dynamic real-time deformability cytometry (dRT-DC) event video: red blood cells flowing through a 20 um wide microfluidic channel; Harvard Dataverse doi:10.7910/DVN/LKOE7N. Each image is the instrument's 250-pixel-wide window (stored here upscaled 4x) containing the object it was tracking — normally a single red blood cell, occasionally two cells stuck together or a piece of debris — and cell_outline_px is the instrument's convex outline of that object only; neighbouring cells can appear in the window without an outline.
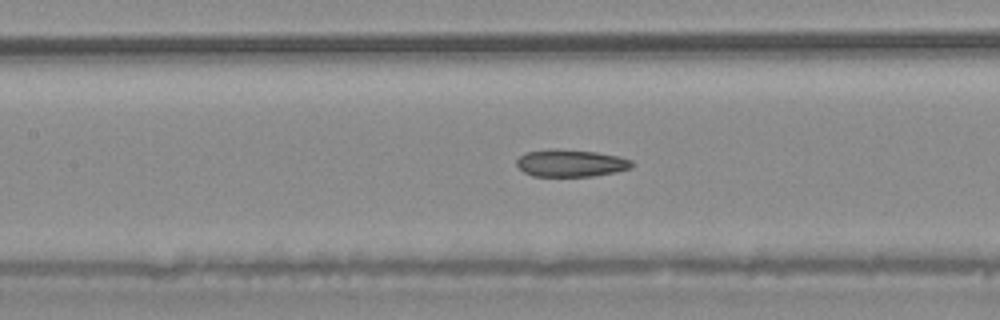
{"species": "common noctule bat (a hibernating species)", "species_latin": "Nyctalus noctula", "temperature_condition": "warm", "stored_images_in_passage": 46, "camera_frame_rate_fps": 3000, "um_per_image_px": 0.085, "animal": {"sex": "male", "body_mass_g": 20.4}, "frame": {"image": 1, "passage_image": 20, "time_ms": 6.333, "image_size_px": [1000, 320], "cell_outline_px": [[636, 164], [632, 168], [616, 172], [592, 176], [532, 176], [524, 172], [516, 164], [516, 160], [524, 152], [548, 148], [552, 148], [596, 152], [620, 156], [632, 160]], "centroid_in_image_um": [48.53, 13.85], "position_along_channel_um": 158.9, "area_um2": 18.61}}